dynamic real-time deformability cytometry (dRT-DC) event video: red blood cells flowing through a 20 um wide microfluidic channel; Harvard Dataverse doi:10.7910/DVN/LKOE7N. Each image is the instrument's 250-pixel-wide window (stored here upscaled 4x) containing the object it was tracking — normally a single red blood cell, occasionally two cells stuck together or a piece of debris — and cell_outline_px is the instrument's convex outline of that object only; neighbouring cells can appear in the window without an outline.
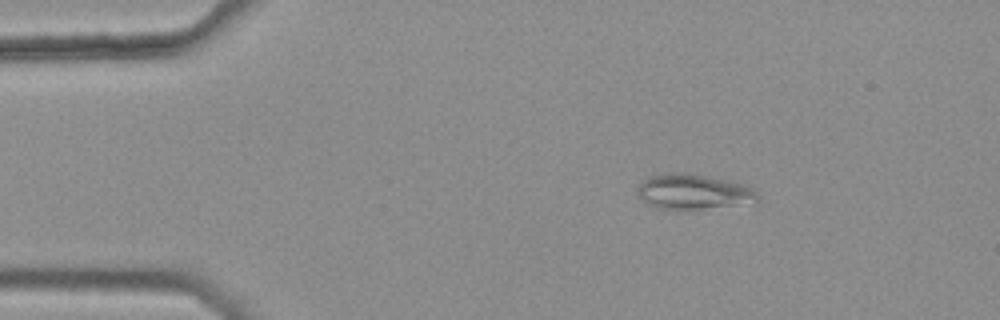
{"species": "common noctule bat (a hibernating species)", "species_latin": "Nyctalus noctula", "temperature_condition": "warm", "stored_images_in_passage": 4, "camera_frame_rate_fps": 3000, "um_per_image_px": 0.085, "animal": {"sex": "female", "body_mass_g": 25.1}, "frame": {"image": 1, "passage_image": 2, "time_ms": 0.333, "image_size_px": [1000, 320], "cell_outline_px": [[760, 200], [756, 204], [680, 212], [656, 208], [648, 204], [636, 196], [636, 188], [644, 180], [652, 176], [668, 172], [692, 172], [728, 180], [744, 184], [752, 188], [760, 196]], "centroid_in_image_um": [58.99, 16.35], "position_along_channel_um": 26.0, "area_um2": 26.18}}